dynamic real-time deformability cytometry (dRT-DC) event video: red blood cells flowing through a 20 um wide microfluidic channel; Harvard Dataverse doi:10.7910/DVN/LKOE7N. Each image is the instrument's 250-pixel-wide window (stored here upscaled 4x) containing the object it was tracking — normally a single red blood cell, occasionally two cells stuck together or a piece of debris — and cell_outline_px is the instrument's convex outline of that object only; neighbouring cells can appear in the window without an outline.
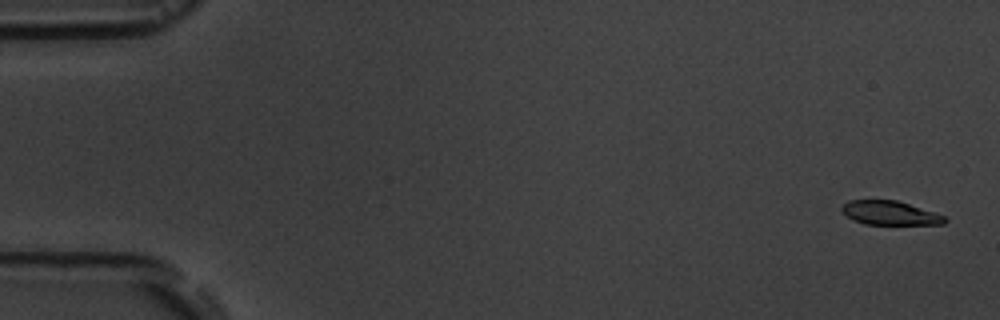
{"species": "common noctule bat (a hibernating species)", "species_latin": "Nyctalus noctula", "temperature_condition": "room temperature", "stored_images_in_passage": 3, "camera_frame_rate_fps": 3000, "um_per_image_px": 0.085, "animal": {"sex": "male", "body_mass_g": 19.5, "forearm_length_mm": 54.6}, "frame": {"image": 1, "passage_image": 1, "time_ms": 0.0, "image_size_px": [1000, 320], "cell_outline_px": [[948, 220], [944, 224], [864, 224], [848, 216], [840, 208], [848, 200], [896, 200], [944, 216]], "centroid_in_image_um": [75.63, 18.1], "position_along_channel_um": 9.4, "area_um2": 13.99}}